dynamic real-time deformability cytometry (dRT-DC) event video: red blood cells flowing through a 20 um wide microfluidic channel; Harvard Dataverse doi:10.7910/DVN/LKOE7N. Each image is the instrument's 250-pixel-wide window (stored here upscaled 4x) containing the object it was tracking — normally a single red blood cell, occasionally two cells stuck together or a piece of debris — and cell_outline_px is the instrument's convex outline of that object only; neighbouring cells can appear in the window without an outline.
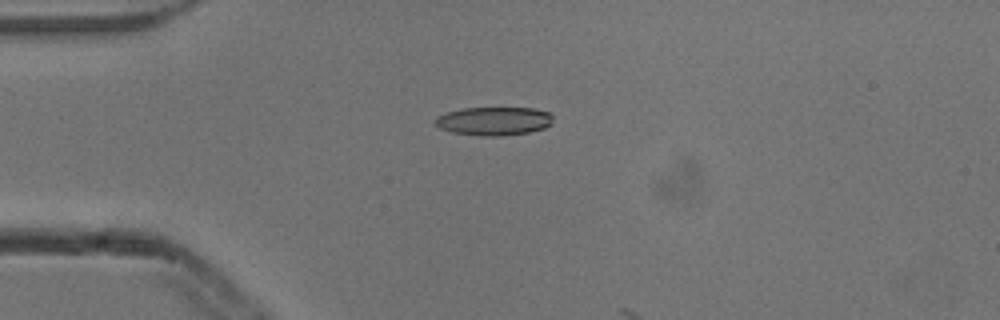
{"species": "common noctule bat (a hibernating species)", "species_latin": "Nyctalus noctula", "temperature_condition": "cold", "stored_images_in_passage": 5, "camera_frame_rate_fps": 3000, "um_per_image_px": 0.085, "animal": {"sex": "male", "body_mass_g": 13.3}, "frame": {"image": 1, "passage_image": 4, "time_ms": 1.0, "image_size_px": [1000, 320], "cell_outline_px": [[552, 124], [544, 128], [528, 132], [500, 136], [480, 136], [452, 132], [440, 128], [432, 120], [436, 116], [460, 108], [532, 108], [548, 112], [552, 116]], "centroid_in_image_um": [41.95, 10.29], "position_along_channel_um": 43.1, "area_um2": 19.59}}